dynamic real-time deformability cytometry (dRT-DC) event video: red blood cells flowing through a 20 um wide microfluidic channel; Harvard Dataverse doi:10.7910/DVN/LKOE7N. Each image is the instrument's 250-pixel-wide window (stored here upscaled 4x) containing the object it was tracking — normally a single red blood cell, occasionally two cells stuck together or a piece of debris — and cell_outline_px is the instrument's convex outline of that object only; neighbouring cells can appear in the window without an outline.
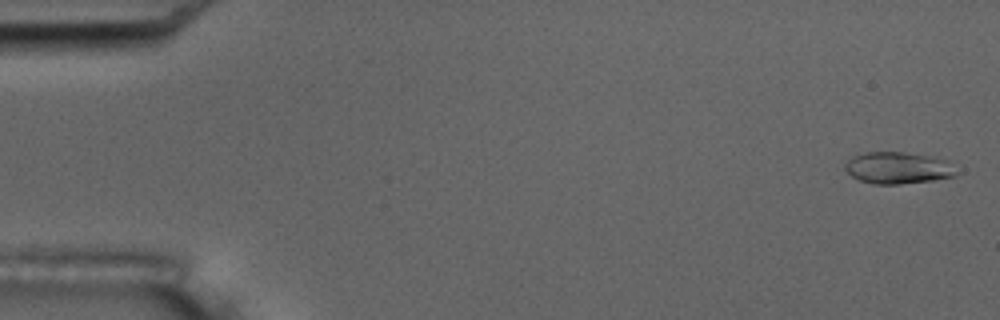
{"species": "common noctule bat (a hibernating species)", "species_latin": "Nyctalus noctula", "temperature_condition": "room temperature", "stored_images_in_passage": 8, "camera_frame_rate_fps": 3000, "um_per_image_px": 0.085, "animal": {"sex": "male", "body_mass_g": 17.5, "forearm_length_mm": 52.3}, "frame": {"image": 1, "passage_image": 1, "time_ms": 0.0, "image_size_px": [1000, 320], "cell_outline_px": [[960, 172], [956, 176], [932, 180], [900, 184], [872, 184], [860, 180], [852, 176], [844, 168], [844, 164], [852, 156], [868, 152], [904, 152], [944, 160]], "centroid_in_image_um": [76.29, 14.28], "position_along_channel_um": 8.7, "area_um2": 20.35}}